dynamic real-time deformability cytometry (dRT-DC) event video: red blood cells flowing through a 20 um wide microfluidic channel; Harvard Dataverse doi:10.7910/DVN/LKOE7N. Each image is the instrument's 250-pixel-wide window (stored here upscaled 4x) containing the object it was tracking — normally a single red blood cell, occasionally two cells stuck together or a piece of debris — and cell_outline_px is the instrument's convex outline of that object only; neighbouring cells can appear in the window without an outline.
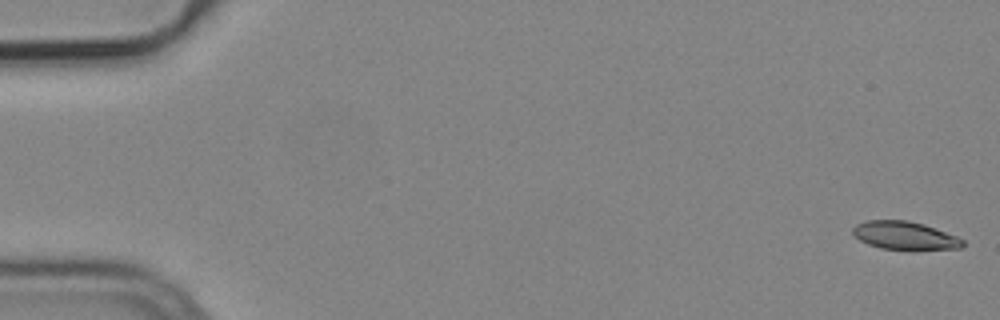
{"species": "common noctule bat (a hibernating species)", "species_latin": "Nyctalus noctula", "temperature_condition": "cold", "stored_images_in_passage": 54, "camera_frame_rate_fps": 3000, "um_per_image_px": 0.085, "animal": {"sex": "male", "body_mass_g": 19.2, "forearm_length_mm": 51.8}, "frame": {"image": 1, "passage_image": 1, "time_ms": 0.0, "image_size_px": [1000, 320], "cell_outline_px": [[964, 244], [960, 248], [880, 248], [868, 244], [860, 240], [852, 232], [852, 228], [856, 224], [868, 220], [908, 220], [924, 224], [936, 228], [956, 236], [964, 240]], "centroid_in_image_um": [76.87, 19.98], "position_along_channel_um": 8.1, "area_um2": 17.51}}
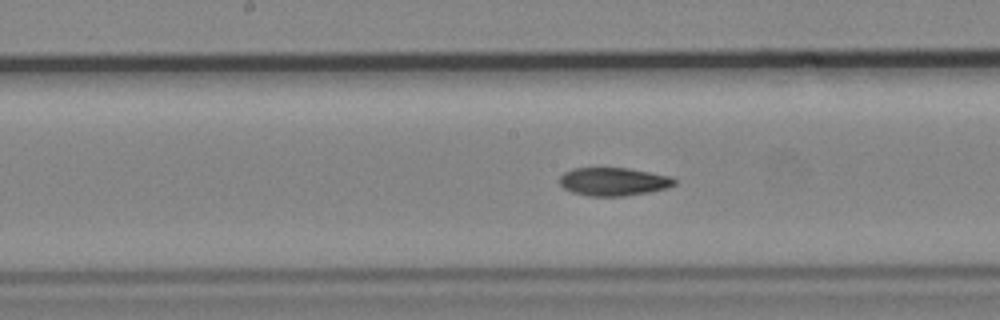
{"frame": {"image": 2, "passage_image": 28, "time_ms": 9.0, "image_size_px": [1000, 320], "cell_outline_px": [[676, 184], [668, 188], [648, 192], [624, 196], [588, 196], [572, 192], [564, 188], [560, 184], [560, 176], [564, 172], [572, 168], [628, 168], [672, 176], [676, 180]], "centroid_in_image_um": [52.16, 15.43], "position_along_channel_um": 196.0, "area_um2": 18.96}}
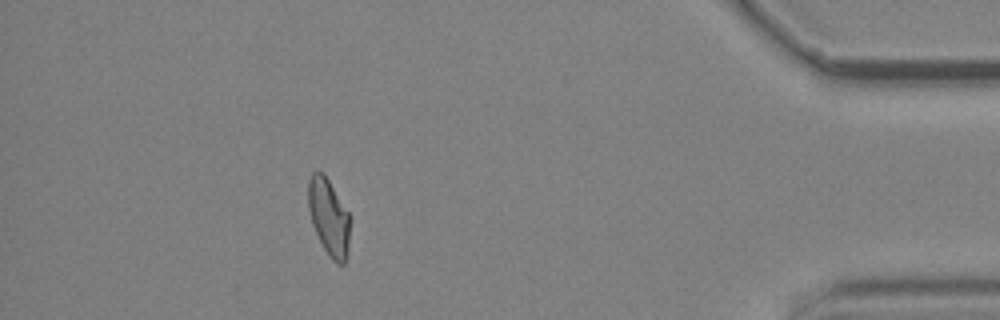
{"frame": {"image": 3, "passage_image": 49, "time_ms": 16.0, "image_size_px": [1000, 320], "cell_outline_px": [[352, 216], [348, 244], [344, 264], [336, 264], [328, 256], [312, 224], [308, 208], [308, 180], [312, 172], [316, 168], [324, 172]], "centroid_in_image_um": [27.96, 18.39], "position_along_channel_um": 407.2, "area_um2": 19.19}, "authors_computed_cell_mechanics": {"area_um2": 19.2185, "velocity_mm_per_s": 3.7631, "shape_relaxation_time_tau1_ms": 7.1456, "shape_relaxation_time_tau2_ms": 10.702, "deformation_change_tau1": 0.1862, "deformation_change_tau2": 0.1687}}